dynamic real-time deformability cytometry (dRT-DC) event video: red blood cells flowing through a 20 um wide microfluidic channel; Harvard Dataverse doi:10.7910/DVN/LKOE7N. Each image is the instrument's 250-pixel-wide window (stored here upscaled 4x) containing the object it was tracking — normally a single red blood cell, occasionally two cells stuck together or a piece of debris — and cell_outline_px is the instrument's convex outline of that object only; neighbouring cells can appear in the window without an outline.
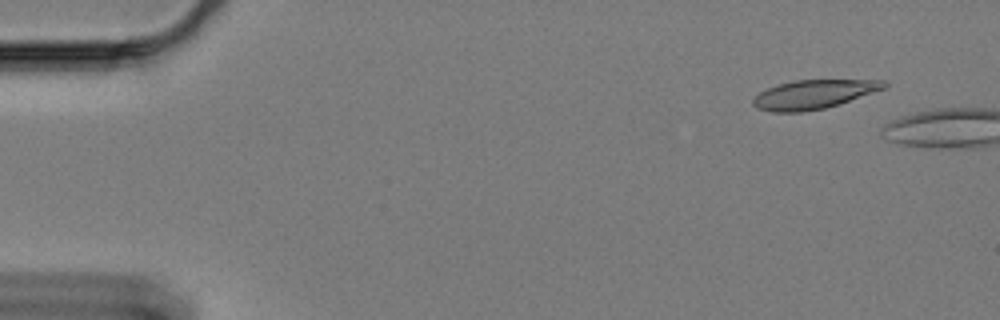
{"species": "Egyptian fruit bat (a non-hibernating species)", "species_latin": "Rousettus aegyptiacus", "temperature_condition": "cold", "stored_images_in_passage": 4, "camera_frame_rate_fps": 3000, "um_per_image_px": 0.085, "animal": {"sex": "female"}, "frame": {"image": 1, "passage_image": 1, "time_ms": 0.0, "image_size_px": [1000, 320], "cell_outline_px": [[888, 84], [884, 88], [840, 104], [824, 108], [800, 112], [772, 112], [756, 108], [752, 104], [752, 100], [760, 92], [768, 88], [792, 80], [884, 80]], "centroid_in_image_um": [69.13, 8.02], "position_along_channel_um": 15.9, "area_um2": 21.91}}